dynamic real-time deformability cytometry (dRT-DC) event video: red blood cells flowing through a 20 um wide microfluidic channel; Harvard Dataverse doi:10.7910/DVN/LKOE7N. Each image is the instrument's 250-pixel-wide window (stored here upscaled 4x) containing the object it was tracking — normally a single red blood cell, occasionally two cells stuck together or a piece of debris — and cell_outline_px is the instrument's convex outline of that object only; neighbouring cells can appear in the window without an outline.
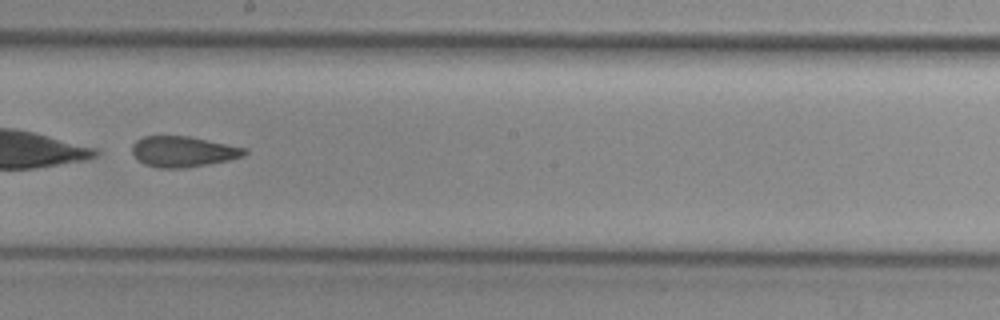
{"species": "common noctule bat (a hibernating species)", "species_latin": "Nyctalus noctula", "temperature_condition": "cold", "stored_images_in_passage": 54, "camera_frame_rate_fps": 3000, "um_per_image_px": 0.085, "animal": {"sex": "female", "body_mass_g": 29.2, "forearm_length_mm": 56.3}, "frame": {"image": 1, "passage_image": 31, "time_ms": 10.0, "image_size_px": [1000, 320], "cell_outline_px": [[248, 152], [244, 156], [228, 160], [208, 164], [184, 168], [160, 168], [144, 164], [132, 152], [132, 144], [136, 140], [144, 136], [188, 136], [248, 148]], "centroid_in_image_um": [15.59, 12.88], "position_along_channel_um": 232.6, "area_um2": 20.06}}